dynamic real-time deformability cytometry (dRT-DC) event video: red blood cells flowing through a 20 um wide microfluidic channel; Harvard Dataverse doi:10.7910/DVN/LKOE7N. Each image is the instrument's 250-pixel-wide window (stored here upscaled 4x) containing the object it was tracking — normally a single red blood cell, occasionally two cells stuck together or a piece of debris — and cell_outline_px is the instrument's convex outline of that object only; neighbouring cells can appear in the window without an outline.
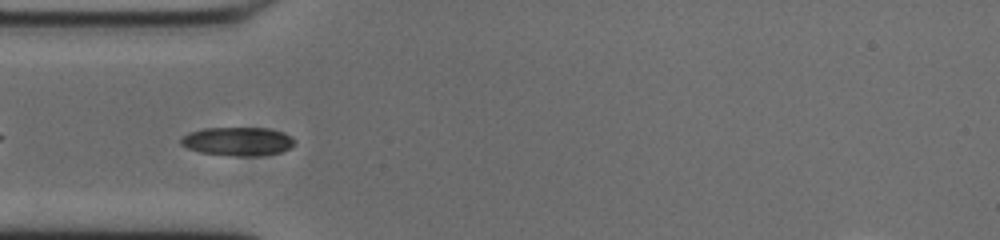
{"species": "common noctule bat (a hibernating species)", "species_latin": "Nyctalus noctula", "temperature_condition": "cold", "stored_images_in_passage": 41, "camera_frame_rate_fps": 3000, "um_per_image_px": 0.085, "animal": {"sex": "male", "body_mass_g": 20.0, "forearm_length_mm": 53.3}, "frame": {"image": 1, "passage_image": 3, "time_ms": 0.667, "image_size_px": [1000, 240], "cell_outline_px": [[296, 144], [292, 148], [280, 152], [256, 156], [240, 156], [200, 152], [188, 148], [180, 144], [180, 140], [188, 132], [204, 128], [268, 128], [292, 136], [296, 140]], "centroid_in_image_um": [20.24, 12.01], "position_along_channel_um": 64.8, "area_um2": 18.96}}
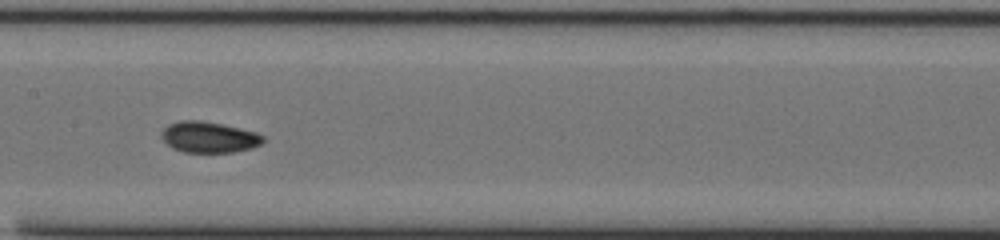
{"frame": {"image": 2, "passage_image": 13, "time_ms": 4.0, "image_size_px": [1000, 240], "cell_outline_px": [[264, 140], [260, 144], [252, 148], [232, 152], [184, 152], [172, 148], [160, 136], [160, 132], [168, 124], [180, 120], [200, 120], [240, 128], [256, 132], [264, 136]], "centroid_in_image_um": [17.74, 11.65], "position_along_channel_um": 189.7, "area_um2": 18.32}}
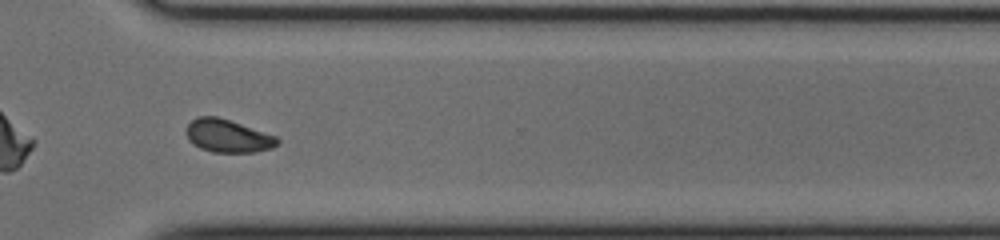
{"frame": {"image": 3, "passage_image": 26, "time_ms": 8.333, "image_size_px": [1000, 240], "cell_outline_px": [[280, 144], [272, 148], [256, 152], [212, 152], [200, 148], [192, 144], [188, 140], [184, 128], [192, 120], [200, 116], [216, 116], [276, 136], [280, 140]], "centroid_in_image_um": [19.34, 11.57], "position_along_channel_um": 351.3, "area_um2": 17.51}, "authors_computed_cell_mechanics": {"area_um2": 17.5712, "velocity_mm_per_s": 3.7306, "shape_relaxation_time_tau1_ms": 5.4422, "shape_relaxation_time_tau2_ms": 2.2525, "deformation_change_tau1": 0.1549, "deformation_change_tau2": 0.0557}}